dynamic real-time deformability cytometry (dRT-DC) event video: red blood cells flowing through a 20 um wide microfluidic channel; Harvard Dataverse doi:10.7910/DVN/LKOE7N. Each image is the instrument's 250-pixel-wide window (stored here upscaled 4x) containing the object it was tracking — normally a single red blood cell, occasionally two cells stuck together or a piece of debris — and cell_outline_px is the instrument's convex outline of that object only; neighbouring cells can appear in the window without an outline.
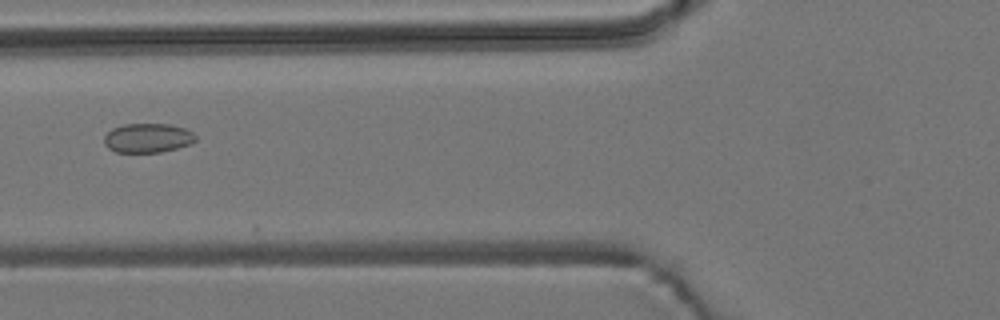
{"species": "common noctule bat (a hibernating species)", "species_latin": "Nyctalus noctula", "temperature_condition": "room temperature", "stored_images_in_passage": 4, "camera_frame_rate_fps": 3000, "um_per_image_px": 0.085, "animal": {"sex": "male", "body_mass_g": 19.2, "forearm_length_mm": 51.8}, "frame": {"image": 1, "passage_image": 4, "time_ms": 1.0, "image_size_px": [1000, 320], "cell_outline_px": [[196, 140], [192, 144], [160, 152], [116, 152], [108, 148], [104, 144], [104, 136], [112, 128], [124, 124], [172, 124], [184, 128], [192, 132], [196, 136]], "centroid_in_image_um": [12.56, 11.72], "position_along_channel_um": 113.2, "area_um2": 15.66}}